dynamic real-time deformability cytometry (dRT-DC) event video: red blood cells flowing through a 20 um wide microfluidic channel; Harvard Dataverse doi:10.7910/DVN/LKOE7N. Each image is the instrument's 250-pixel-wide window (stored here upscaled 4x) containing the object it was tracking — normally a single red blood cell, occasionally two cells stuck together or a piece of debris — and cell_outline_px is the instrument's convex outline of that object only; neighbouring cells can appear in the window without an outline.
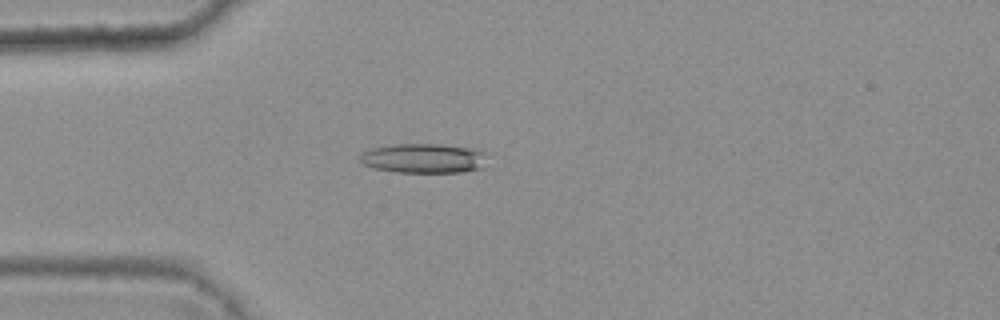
{"species": "common noctule bat (a hibernating species)", "species_latin": "Nyctalus noctula", "temperature_condition": "warm", "stored_images_in_passage": 2, "camera_frame_rate_fps": 3000, "um_per_image_px": 0.085, "animal": {"sex": "female", "body_mass_g": 25.1}, "frame": {"image": 1, "passage_image": 1, "time_ms": 0.0, "image_size_px": [1000, 320], "cell_outline_px": [[484, 152], [480, 168], [460, 172], [396, 172], [372, 168], [364, 164], [360, 160], [360, 152], [372, 148], [392, 144], [440, 144], [468, 148]], "centroid_in_image_um": [35.89, 13.45], "position_along_channel_um": 49.1, "area_um2": 21.56}}